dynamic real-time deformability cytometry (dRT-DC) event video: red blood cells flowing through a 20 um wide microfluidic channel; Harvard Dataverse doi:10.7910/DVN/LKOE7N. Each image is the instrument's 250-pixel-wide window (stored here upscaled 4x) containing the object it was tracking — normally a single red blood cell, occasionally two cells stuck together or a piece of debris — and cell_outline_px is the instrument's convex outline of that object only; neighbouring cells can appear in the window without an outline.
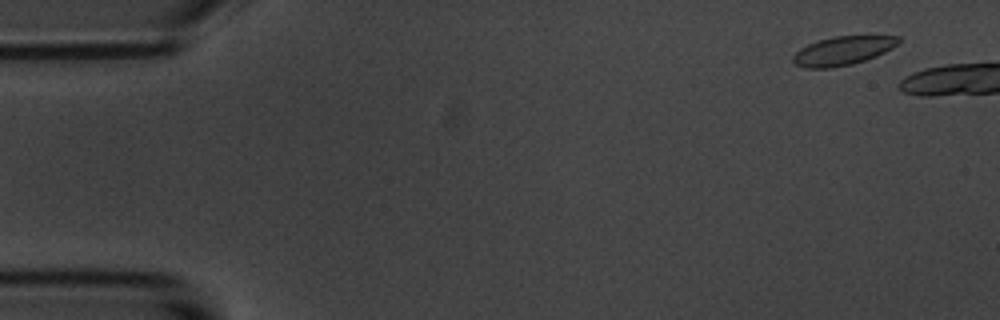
{"species": "common noctule bat (a hibernating species)", "species_latin": "Nyctalus noctula", "temperature_condition": "room temperature", "stored_images_in_passage": 8, "camera_frame_rate_fps": 3000, "um_per_image_px": 0.085, "animal": {"sex": "male", "body_mass_g": 20.1, "forearm_length_mm": 53.5}, "frame": {"image": 1, "passage_image": 4, "time_ms": 1.0, "image_size_px": [1000, 320], "cell_outline_px": [[900, 40], [892, 48], [876, 56], [852, 64], [832, 68], [804, 68], [796, 64], [792, 60], [792, 56], [800, 48], [808, 44], [832, 36], [900, 36]], "centroid_in_image_um": [71.61, 4.32], "position_along_channel_um": 13.4, "area_um2": 17.57}}